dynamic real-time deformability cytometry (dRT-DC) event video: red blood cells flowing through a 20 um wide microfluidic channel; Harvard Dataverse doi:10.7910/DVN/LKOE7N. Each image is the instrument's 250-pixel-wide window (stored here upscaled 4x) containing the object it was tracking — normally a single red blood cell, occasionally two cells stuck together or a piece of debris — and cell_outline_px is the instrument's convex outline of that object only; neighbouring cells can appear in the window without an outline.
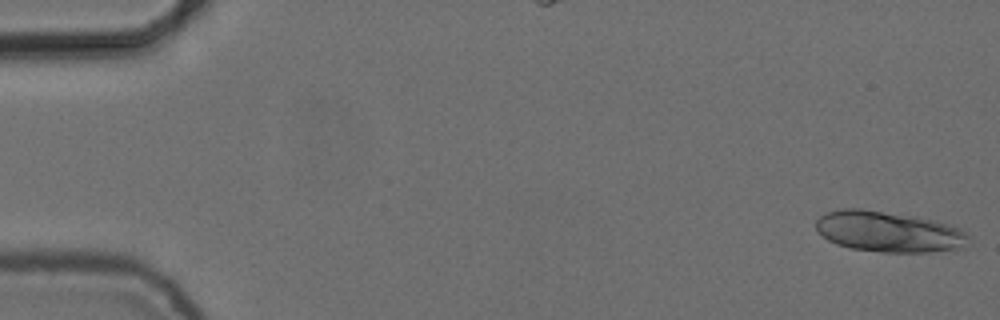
{"species": "common noctule bat (a hibernating species)", "species_latin": "Nyctalus noctula", "temperature_condition": "cold", "stored_images_in_passage": 55, "camera_frame_rate_fps": 3000, "um_per_image_px": 0.085, "animal": {"sex": "female", "body_mass_g": 24.6, "forearm_length_mm": 56.2}, "frame": {"image": 1, "passage_image": 1, "time_ms": 0.0, "image_size_px": [1000, 320], "cell_outline_px": [[968, 236], [964, 248], [928, 252], [880, 252], [852, 248], [836, 244], [828, 240], [816, 228], [816, 220], [820, 216], [828, 212], [840, 208], [864, 208], [916, 216], [948, 224], [960, 228]], "centroid_in_image_um": [75.52, 19.68], "position_along_channel_um": 9.5, "area_um2": 36.24}}
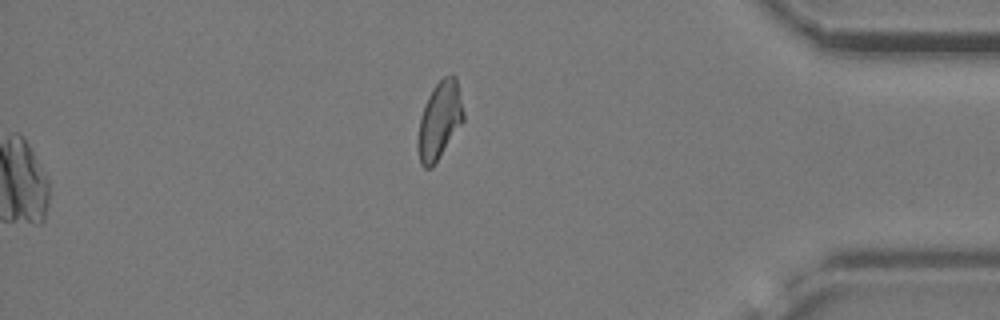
{"frame": {"image": 2, "passage_image": 55, "time_ms": 18.0, "image_size_px": [1000, 320], "cell_outline_px": [[464, 120], [432, 168], [424, 168], [420, 164], [416, 148], [416, 140], [420, 116], [428, 96], [432, 88], [444, 76], [456, 76], [464, 112]], "centroid_in_image_um": [37.32, 10.26], "position_along_channel_um": 397.9, "area_um2": 20.69}}